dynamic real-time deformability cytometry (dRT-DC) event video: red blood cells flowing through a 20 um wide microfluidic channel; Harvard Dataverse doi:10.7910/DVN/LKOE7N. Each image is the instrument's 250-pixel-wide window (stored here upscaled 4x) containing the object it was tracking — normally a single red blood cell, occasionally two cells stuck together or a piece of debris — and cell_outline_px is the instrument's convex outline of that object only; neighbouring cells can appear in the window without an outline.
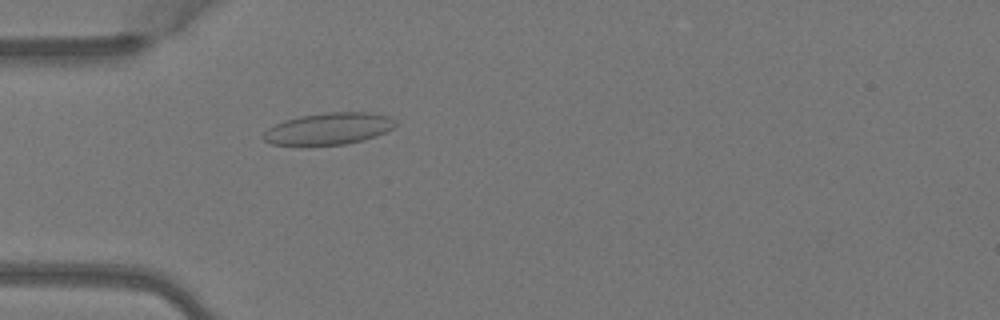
{"species": "Egyptian fruit bat (a non-hibernating species)", "species_latin": "Rousettus aegyptiacus", "temperature_condition": "warm", "stored_images_in_passage": 5, "camera_frame_rate_fps": 3000, "um_per_image_px": 0.085, "animal": {"sex": "female"}, "frame": {"image": 1, "passage_image": 5, "time_ms": 1.333, "image_size_px": [1000, 320], "cell_outline_px": [[396, 124], [392, 128], [376, 136], [364, 140], [344, 144], [304, 148], [300, 148], [272, 144], [264, 140], [260, 136], [268, 128], [284, 120], [300, 116], [328, 112], [372, 112], [392, 116], [396, 120]], "centroid_in_image_um": [27.89, 10.98], "position_along_channel_um": 57.1, "area_um2": 25.43}}